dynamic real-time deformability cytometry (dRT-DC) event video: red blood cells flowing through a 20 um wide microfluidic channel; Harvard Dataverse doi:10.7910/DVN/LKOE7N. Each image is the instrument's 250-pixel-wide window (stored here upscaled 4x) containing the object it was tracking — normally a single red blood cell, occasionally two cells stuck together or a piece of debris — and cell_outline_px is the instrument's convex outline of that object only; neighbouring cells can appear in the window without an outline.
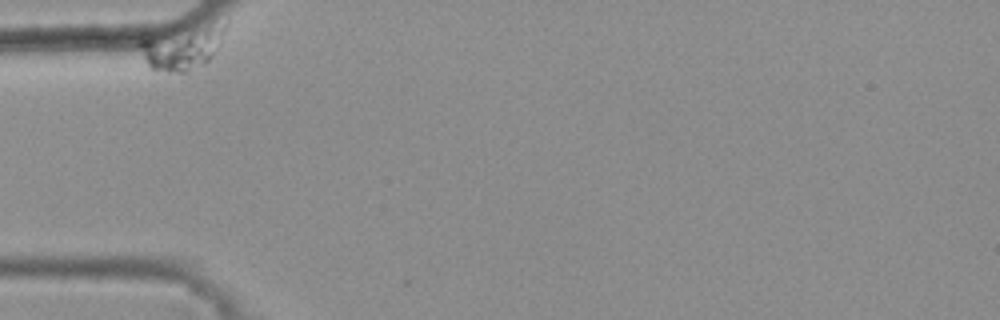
{"species": "common noctule bat (a hibernating species)", "species_latin": "Nyctalus noctula", "temperature_condition": "warm", "stored_images_in_passage": 3, "camera_frame_rate_fps": 3000, "um_per_image_px": 0.085, "animal": {"sex": "female", "body_mass_g": 25.1}, "frame": {"image": 1, "passage_image": 1, "time_ms": 0.0, "image_size_px": [1000, 320], "cell_outline_px": [[224, 32], [220, 44], [216, 52], [204, 64], [188, 72], [168, 72], [148, 68], [136, 44], [140, 40], [224, 28]], "centroid_in_image_um": [15.34, 4.3], "position_along_channel_um": 69.7, "area_um2": 18.9}}